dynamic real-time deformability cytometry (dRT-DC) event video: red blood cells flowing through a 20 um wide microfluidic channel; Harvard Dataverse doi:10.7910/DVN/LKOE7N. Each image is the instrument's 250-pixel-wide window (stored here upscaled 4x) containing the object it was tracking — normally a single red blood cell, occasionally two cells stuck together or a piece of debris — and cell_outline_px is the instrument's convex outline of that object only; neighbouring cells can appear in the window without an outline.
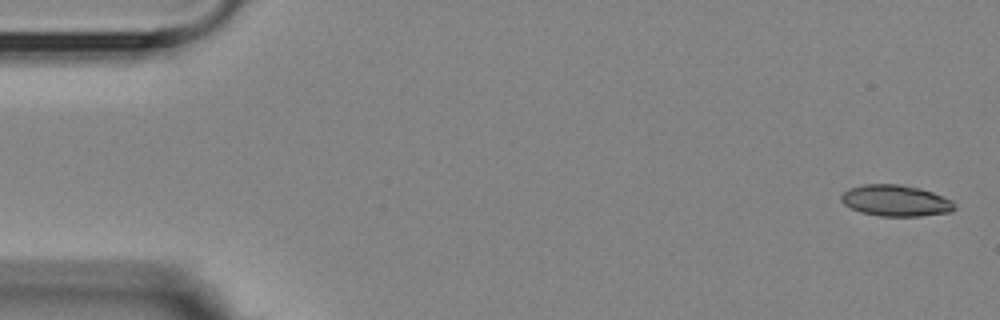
{"species": "Egyptian fruit bat (a non-hibernating species)", "species_latin": "Rousettus aegyptiacus", "temperature_condition": "room temperature", "stored_images_in_passage": 4, "camera_frame_rate_fps": 3000, "um_per_image_px": 0.085, "animal": {"sex": "female"}, "frame": {"image": 1, "passage_image": 1, "time_ms": 0.0, "image_size_px": [1000, 320], "cell_outline_px": [[956, 208], [952, 212], [920, 216], [880, 216], [860, 212], [844, 204], [840, 200], [840, 196], [848, 188], [864, 184], [900, 184], [920, 188], [932, 192], [952, 200]], "centroid_in_image_um": [76.13, 17.05], "position_along_channel_um": 8.9, "area_um2": 20.75}}